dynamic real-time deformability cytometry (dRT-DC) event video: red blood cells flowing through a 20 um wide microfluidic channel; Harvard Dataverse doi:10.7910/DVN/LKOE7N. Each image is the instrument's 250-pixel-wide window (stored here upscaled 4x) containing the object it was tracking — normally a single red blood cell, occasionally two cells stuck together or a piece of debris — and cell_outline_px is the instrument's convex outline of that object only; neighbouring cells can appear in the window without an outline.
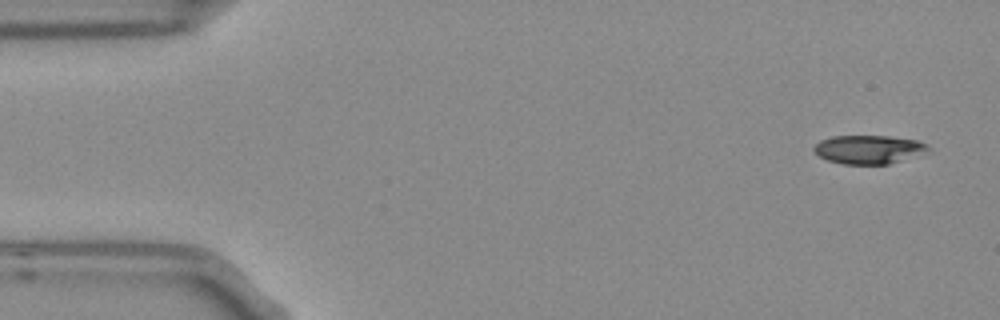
{"species": "Egyptian fruit bat (a non-hibernating species)", "species_latin": "Rousettus aegyptiacus", "temperature_condition": "room temperature", "stored_images_in_passage": 9, "camera_frame_rate_fps": 3000, "um_per_image_px": 0.085, "frame": {"image": 1, "passage_image": 1, "time_ms": 0.0, "image_size_px": [1000, 320], "cell_outline_px": [[928, 148], [888, 164], [844, 164], [828, 160], [820, 156], [812, 148], [820, 140], [832, 136], [888, 136], [916, 140], [928, 144]], "centroid_in_image_um": [73.72, 12.68], "position_along_channel_um": 11.3, "area_um2": 18.32}}